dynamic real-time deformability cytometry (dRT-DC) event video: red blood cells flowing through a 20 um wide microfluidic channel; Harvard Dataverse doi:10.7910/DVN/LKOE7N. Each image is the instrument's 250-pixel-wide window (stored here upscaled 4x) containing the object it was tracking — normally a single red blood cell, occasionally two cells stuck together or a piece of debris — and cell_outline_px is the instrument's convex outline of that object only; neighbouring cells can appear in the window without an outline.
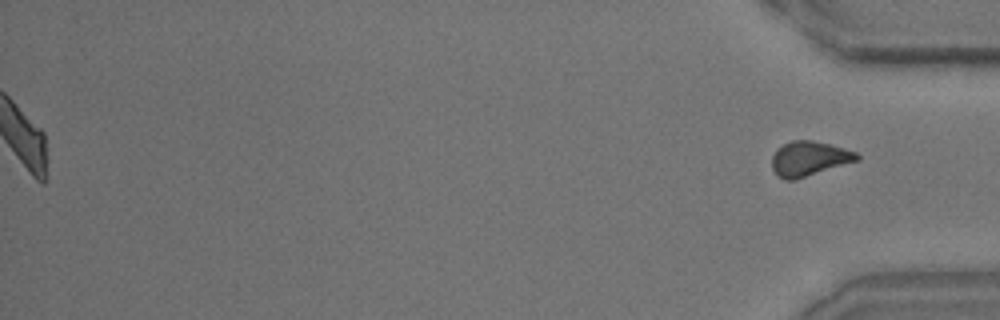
{"species": "common noctule bat (a hibernating species)", "species_latin": "Nyctalus noctula", "temperature_condition": "room temperature", "stored_images_in_passage": 40, "segment_of_instrument_passage": [2, 2], "camera_frame_rate_fps": 3000, "um_per_image_px": 0.085, "animal": {"sex": "male", "body_mass_g": 15.6}, "frame": {"image": 1, "passage_image": 40, "time_ms": 13.0, "image_size_px": [1000, 320], "cell_outline_px": [[860, 160], [796, 180], [784, 180], [776, 176], [772, 168], [772, 156], [776, 148], [792, 140], [812, 140], [832, 144], [856, 152], [860, 156]], "centroid_in_image_um": [68.77, 13.49], "position_along_channel_um": 366.4, "area_um2": 17.57}}